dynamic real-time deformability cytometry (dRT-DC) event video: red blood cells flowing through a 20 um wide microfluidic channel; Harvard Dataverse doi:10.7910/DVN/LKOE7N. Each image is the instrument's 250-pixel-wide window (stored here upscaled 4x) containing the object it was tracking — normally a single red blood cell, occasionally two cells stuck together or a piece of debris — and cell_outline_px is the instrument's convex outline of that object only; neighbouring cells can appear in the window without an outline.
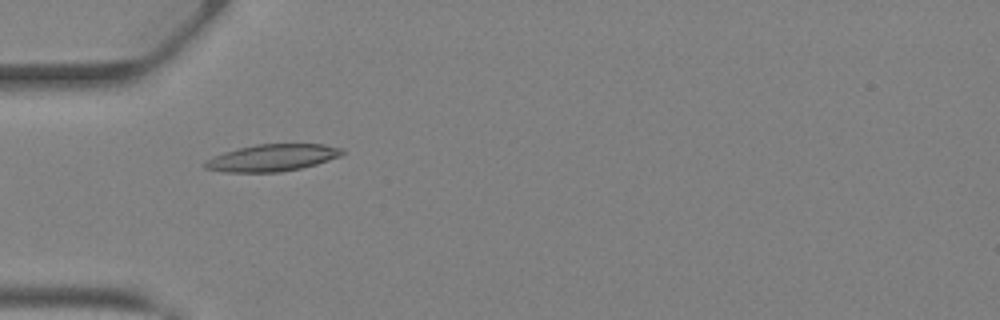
{"species": "Egyptian fruit bat (a non-hibernating species)", "species_latin": "Rousettus aegyptiacus", "temperature_condition": "warm", "stored_images_in_passage": 42, "camera_frame_rate_fps": 3000, "um_per_image_px": 0.085, "animal": {"sex": "female"}, "frame": {"image": 1, "passage_image": 14, "time_ms": 4.333, "image_size_px": [1000, 320], "cell_outline_px": [[344, 152], [340, 156], [316, 164], [300, 168], [280, 172], [224, 172], [204, 168], [200, 164], [204, 160], [212, 156], [224, 152], [256, 144], [324, 144], [344, 148]], "centroid_in_image_um": [23.09, 13.41], "position_along_channel_um": 61.9, "area_um2": 21.68}}
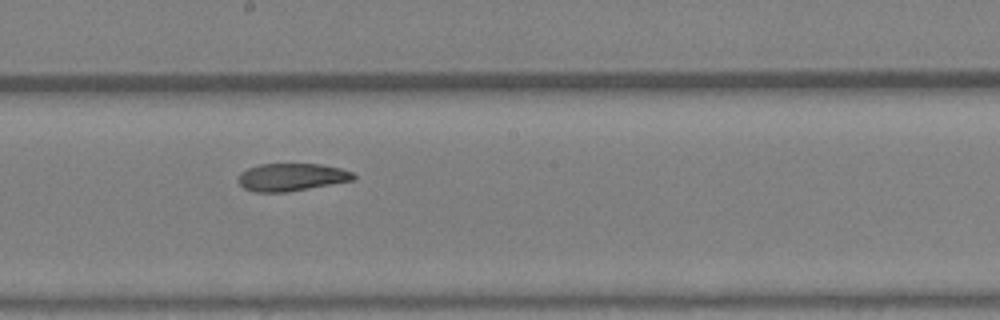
{"frame": {"image": 2, "passage_image": 24, "time_ms": 7.667, "image_size_px": [1000, 320], "cell_outline_px": [[356, 176], [352, 180], [288, 192], [256, 192], [244, 188], [236, 180], [240, 172], [248, 168], [260, 164], [320, 164], [340, 168], [352, 172]], "centroid_in_image_um": [24.73, 15.05], "position_along_channel_um": 223.5, "area_um2": 18.5}}
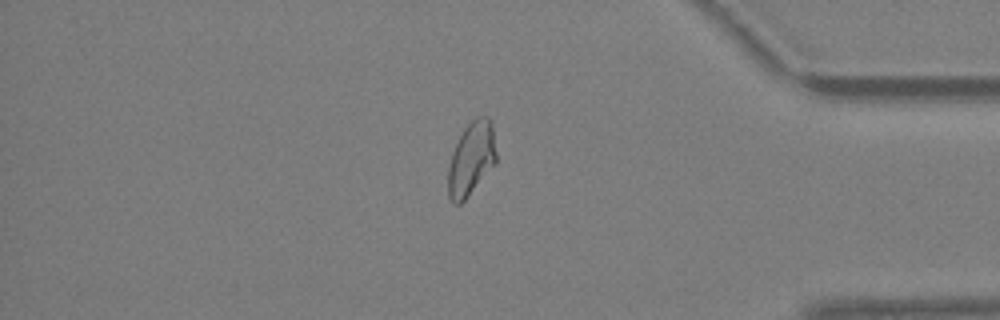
{"frame": {"image": 3, "passage_image": 36, "time_ms": 11.667, "image_size_px": [1000, 320], "cell_outline_px": [[496, 164], [464, 200], [460, 204], [452, 204], [448, 196], [448, 168], [452, 152], [464, 128], [476, 116], [488, 116], [492, 120], [496, 152]], "centroid_in_image_um": [40.07, 13.48], "position_along_channel_um": 395.1, "area_um2": 20.75}, "authors_computed_cell_mechanics": {"area_um2": 20.519, "velocity_mm_per_s": 4.944, "shape_relaxation_time_tau1_ms": 6.7589, "shape_relaxation_time_tau2_ms": 3.599, "deformation_change_tau1": 0.2305, "deformation_change_tau2": 0.1099}}